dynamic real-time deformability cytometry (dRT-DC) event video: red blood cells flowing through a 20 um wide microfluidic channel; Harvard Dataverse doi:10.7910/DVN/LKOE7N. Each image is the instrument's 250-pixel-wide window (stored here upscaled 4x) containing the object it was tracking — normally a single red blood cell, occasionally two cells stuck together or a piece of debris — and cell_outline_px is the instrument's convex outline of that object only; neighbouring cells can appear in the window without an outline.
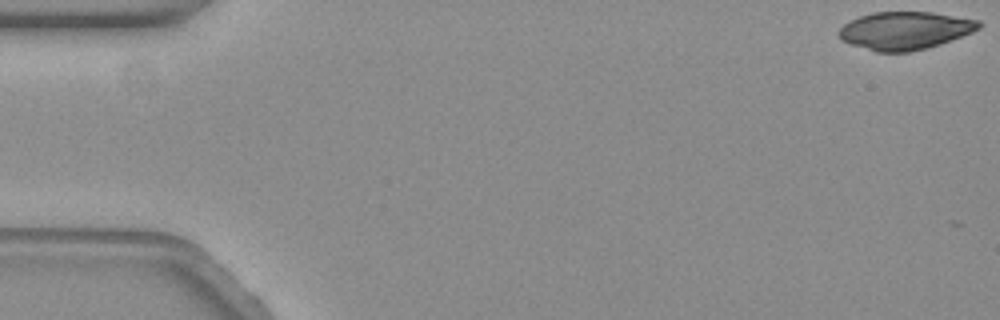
{"species": "common noctule bat (a hibernating species)", "species_latin": "Nyctalus noctula", "temperature_condition": "warm", "stored_images_in_passage": 10, "camera_frame_rate_fps": 3000, "um_per_image_px": 0.085, "animal": {"sex": "female", "body_mass_g": 19.3, "forearm_length_mm": 54.1}, "frame": {"image": 1, "passage_image": 1, "time_ms": 0.0, "image_size_px": [1000, 320], "cell_outline_px": [[984, 24], [980, 28], [972, 32], [940, 44], [928, 48], [908, 52], [876, 52], [840, 40], [836, 32], [844, 24], [860, 16], [872, 12], [932, 12], [980, 20]], "centroid_in_image_um": [76.93, 2.6], "position_along_channel_um": 8.1, "area_um2": 30.98}}